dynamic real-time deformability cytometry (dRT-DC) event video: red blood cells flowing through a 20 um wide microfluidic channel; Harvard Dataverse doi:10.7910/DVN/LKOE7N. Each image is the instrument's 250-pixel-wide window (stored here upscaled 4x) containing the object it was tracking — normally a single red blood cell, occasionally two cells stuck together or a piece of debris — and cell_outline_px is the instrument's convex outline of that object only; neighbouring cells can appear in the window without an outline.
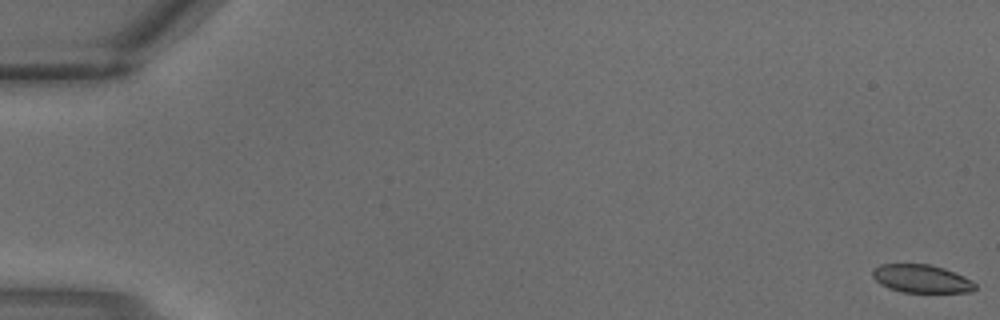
{"species": "common noctule bat (a hibernating species)", "species_latin": "Nyctalus noctula", "temperature_condition": "warm", "stored_images_in_passage": 3, "camera_frame_rate_fps": 3000, "um_per_image_px": 0.085, "animal": {"sex": "male", "body_mass_g": 18.8}, "frame": {"image": 1, "passage_image": 1, "time_ms": 0.0, "image_size_px": [1000, 320], "cell_outline_px": [[976, 288], [972, 292], [904, 292], [888, 288], [880, 284], [872, 276], [872, 268], [880, 264], [928, 264], [944, 268], [964, 276], [972, 280], [976, 284]], "centroid_in_image_um": [78.32, 23.69], "position_along_channel_um": 6.7, "area_um2": 16.88}}
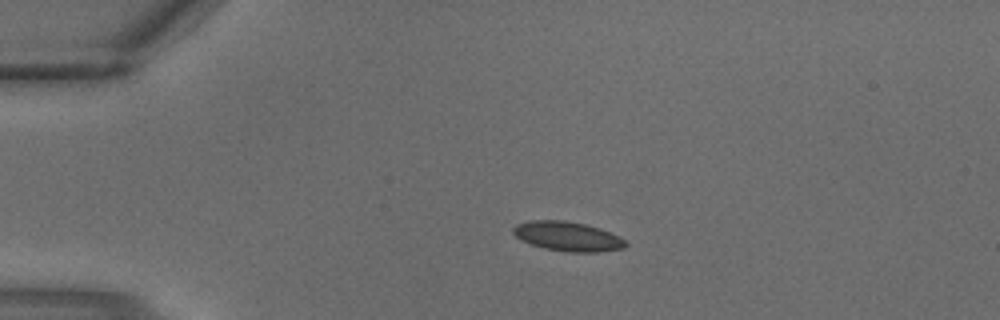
{"frame": {"image": 2, "passage_image": 2, "time_ms": 0.333, "image_size_px": [1000, 320], "cell_outline_px": [[628, 244], [624, 248], [596, 252], [568, 252], [544, 248], [520, 240], [512, 232], [512, 228], [516, 224], [528, 220], [564, 220], [584, 224], [600, 228], [620, 236]], "centroid_in_image_um": [48.23, 20.08], "position_along_channel_um": 36.8, "area_um2": 19.36}}